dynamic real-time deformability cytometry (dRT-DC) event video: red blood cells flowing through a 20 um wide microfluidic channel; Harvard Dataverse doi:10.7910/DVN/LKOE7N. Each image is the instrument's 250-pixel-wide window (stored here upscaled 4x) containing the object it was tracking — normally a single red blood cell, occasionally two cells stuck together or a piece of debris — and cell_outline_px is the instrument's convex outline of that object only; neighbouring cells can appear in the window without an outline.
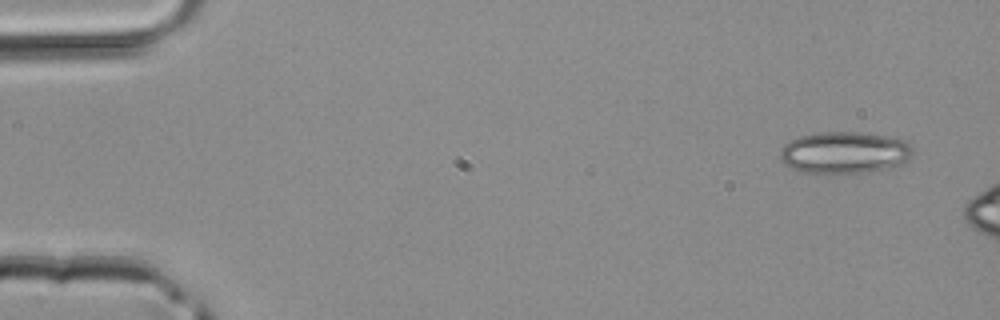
{"species": "common noctule bat (a hibernating species)", "species_latin": "Nyctalus noctula", "temperature_condition": "room temperature", "stored_images_in_passage": 3, "camera_frame_rate_fps": 3000, "um_per_image_px": 0.085, "animal": {"sex": "male", "body_mass_g": 20.4}, "frame": {"image": 1, "passage_image": 1, "time_ms": 0.0, "image_size_px": [1000, 320], "cell_outline_px": [[912, 156], [900, 164], [884, 168], [864, 172], [808, 172], [792, 168], [784, 164], [780, 160], [780, 152], [784, 144], [788, 140], [812, 132], [860, 132], [884, 136], [904, 140], [912, 148]], "centroid_in_image_um": [71.73, 12.94], "position_along_channel_um": 13.3, "area_um2": 31.91}}